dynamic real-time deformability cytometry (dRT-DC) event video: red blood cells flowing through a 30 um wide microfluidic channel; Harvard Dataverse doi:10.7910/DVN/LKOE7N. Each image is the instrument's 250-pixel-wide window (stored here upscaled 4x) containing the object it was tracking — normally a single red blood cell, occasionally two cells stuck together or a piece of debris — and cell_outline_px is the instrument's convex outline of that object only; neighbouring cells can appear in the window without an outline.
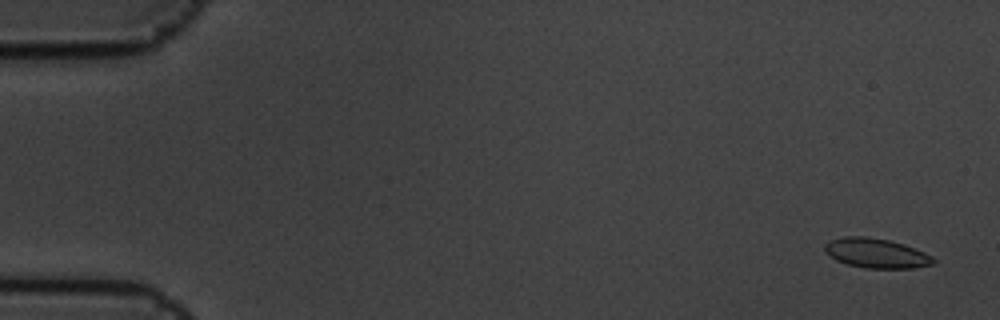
{"species": "common noctule bat (a hibernating species)", "species_latin": "Nyctalus noctula", "temperature_condition": "cold", "stored_images_in_passage": 5, "camera_frame_rate_fps": 3000, "um_per_image_px": 0.085, "animal": {"sex": "male", "body_mass_g": 19.5, "forearm_length_mm": 54.6}, "frame": {"image": 1, "passage_image": 1, "time_ms": 0.0, "image_size_px": [1000, 320], "cell_outline_px": [[936, 264], [912, 268], [864, 268], [848, 264], [836, 260], [824, 252], [824, 244], [828, 240], [844, 236], [864, 236], [888, 240], [904, 244], [916, 248], [932, 256], [936, 260]], "centroid_in_image_um": [74.47, 21.52], "position_along_channel_um": 10.5, "area_um2": 18.96}}
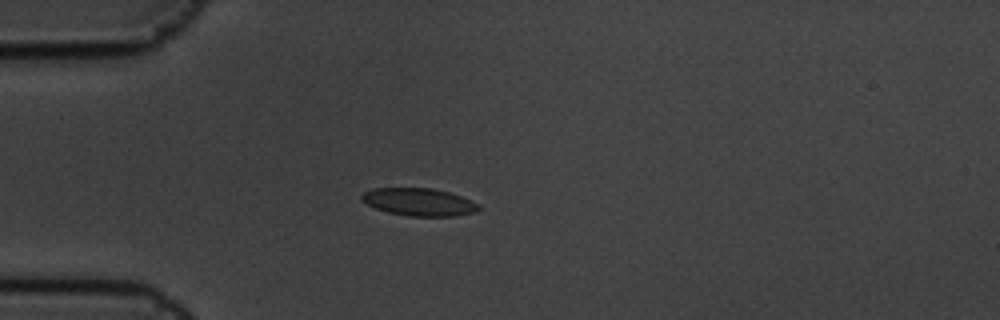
{"frame": {"image": 2, "passage_image": 5, "time_ms": 1.333, "image_size_px": [1000, 320], "cell_outline_px": [[480, 208], [476, 212], [456, 216], [408, 216], [388, 212], [376, 208], [360, 200], [360, 196], [364, 192], [372, 188], [432, 188], [448, 192], [460, 196], [476, 204]], "centroid_in_image_um": [35.57, 17.17], "position_along_channel_um": 49.4, "area_um2": 18.67}}